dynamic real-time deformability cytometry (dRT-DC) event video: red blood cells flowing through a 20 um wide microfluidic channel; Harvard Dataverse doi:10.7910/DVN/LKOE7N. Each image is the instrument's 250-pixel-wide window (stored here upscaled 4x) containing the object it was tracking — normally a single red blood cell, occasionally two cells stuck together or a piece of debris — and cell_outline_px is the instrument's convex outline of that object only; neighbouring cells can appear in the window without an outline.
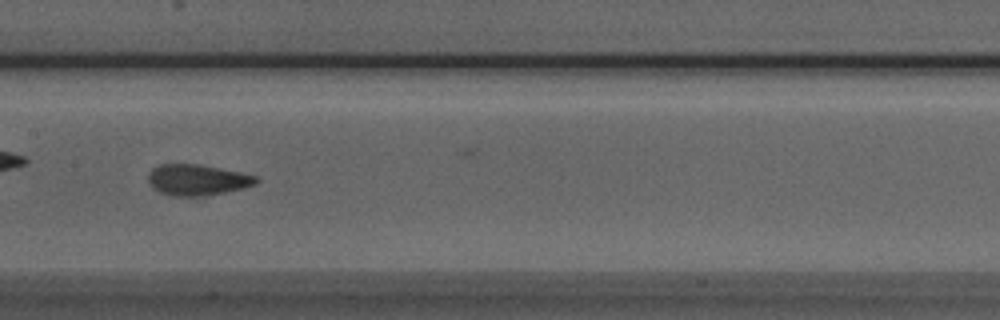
{"species": "Egyptian fruit bat (a non-hibernating species)", "species_latin": "Rousettus aegyptiacus", "temperature_condition": "room temperature", "stored_images_in_passage": 8, "camera_frame_rate_fps": 3000, "um_per_image_px": 0.085, "animal": {"sex": "male"}, "frame": {"image": 1, "passage_image": 8, "time_ms": 2.333, "image_size_px": [1000, 320], "cell_outline_px": [[260, 180], [256, 184], [244, 188], [224, 192], [200, 196], [176, 196], [160, 192], [152, 188], [148, 180], [148, 172], [152, 168], [160, 164], [200, 164], [240, 172], [256, 176]], "centroid_in_image_um": [16.76, 15.28], "position_along_channel_um": 190.6, "area_um2": 19.48}}